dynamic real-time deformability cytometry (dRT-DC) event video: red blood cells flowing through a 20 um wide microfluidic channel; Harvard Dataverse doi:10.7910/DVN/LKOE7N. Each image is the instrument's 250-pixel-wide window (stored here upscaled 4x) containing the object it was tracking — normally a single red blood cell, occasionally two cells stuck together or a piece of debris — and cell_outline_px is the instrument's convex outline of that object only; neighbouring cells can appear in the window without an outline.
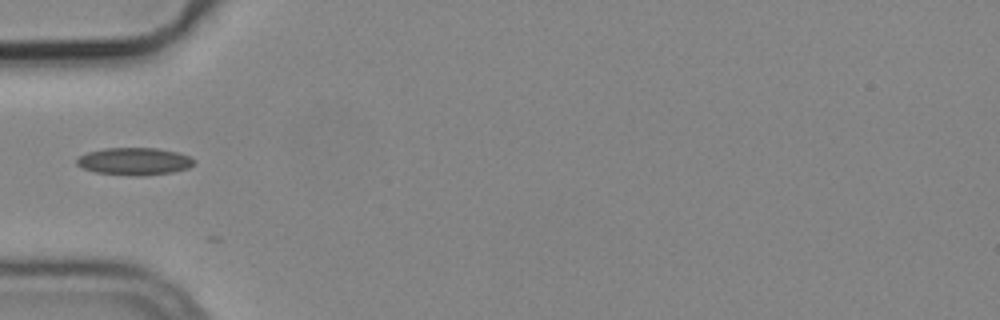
{"species": "common noctule bat (a hibernating species)", "species_latin": "Nyctalus noctula", "temperature_condition": "cold", "stored_images_in_passage": 8, "camera_frame_rate_fps": 3000, "um_per_image_px": 0.085, "animal": {"sex": "male", "body_mass_g": 19.2, "forearm_length_mm": 51.8}, "frame": {"image": 1, "passage_image": 1, "time_ms": 0.0, "image_size_px": [1000, 320], "cell_outline_px": [[196, 164], [188, 168], [172, 172], [144, 176], [136, 176], [96, 172], [84, 168], [76, 164], [76, 160], [80, 156], [88, 152], [104, 148], [156, 148], [176, 152], [188, 156], [196, 160]], "centroid_in_image_um": [11.45, 13.71], "position_along_channel_um": 73.5, "area_um2": 18.67}}
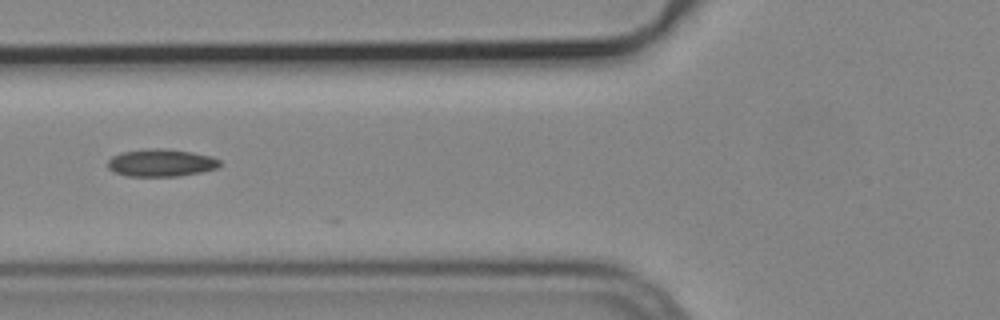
{"frame": {"image": 2, "passage_image": 4, "time_ms": 1.0, "image_size_px": [1000, 320], "cell_outline_px": [[220, 164], [216, 168], [200, 172], [180, 176], [124, 176], [112, 172], [108, 168], [108, 160], [112, 156], [120, 152], [148, 148], [168, 148], [192, 152], [212, 156], [220, 160]], "centroid_in_image_um": [13.65, 13.83], "position_along_channel_um": 112.1, "area_um2": 18.21}}
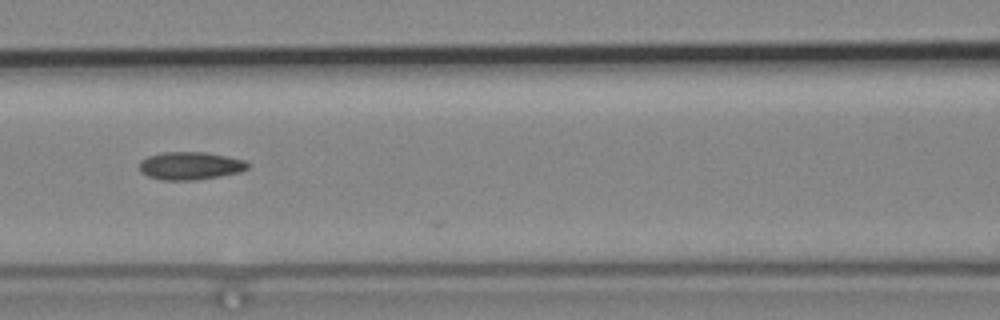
{"frame": {"image": 3, "passage_image": 7, "time_ms": 2.0, "image_size_px": [1000, 320], "cell_outline_px": [[248, 168], [240, 172], [220, 176], [196, 180], [160, 180], [148, 176], [140, 172], [140, 160], [148, 156], [164, 152], [204, 152], [244, 160], [248, 164]], "centroid_in_image_um": [16.13, 14.1], "position_along_channel_um": 150.5, "area_um2": 17.51}}